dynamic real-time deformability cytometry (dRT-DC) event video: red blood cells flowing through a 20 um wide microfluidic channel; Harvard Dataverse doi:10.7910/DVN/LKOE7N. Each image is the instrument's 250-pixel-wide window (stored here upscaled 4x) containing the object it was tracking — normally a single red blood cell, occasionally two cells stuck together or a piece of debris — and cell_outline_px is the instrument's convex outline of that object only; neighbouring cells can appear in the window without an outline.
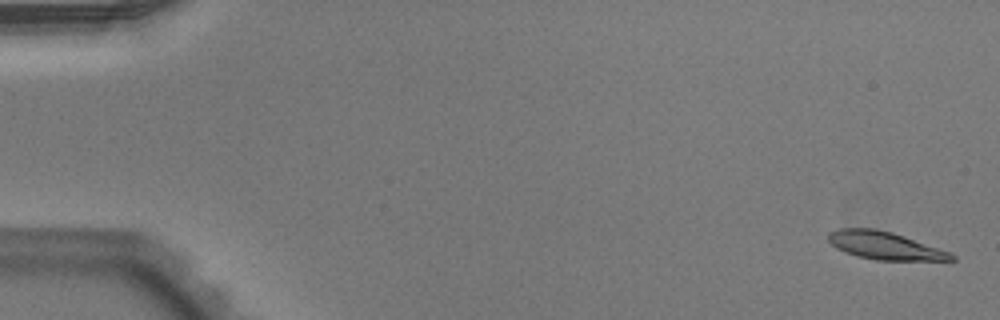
{"species": "Egyptian fruit bat (a non-hibernating species)", "species_latin": "Rousettus aegyptiacus", "temperature_condition": "warm", "stored_images_in_passage": 15, "camera_frame_rate_fps": 3000, "um_per_image_px": 0.085, "animal": {"sex": "male"}, "frame": {"image": 1, "passage_image": 1, "time_ms": 0.0, "image_size_px": [1000, 320], "cell_outline_px": [[956, 260], [876, 260], [856, 256], [844, 252], [836, 248], [828, 240], [828, 232], [840, 228], [876, 228], [892, 232], [952, 252], [956, 256]], "centroid_in_image_um": [75.21, 20.87], "position_along_channel_um": 9.8, "area_um2": 20.06}}
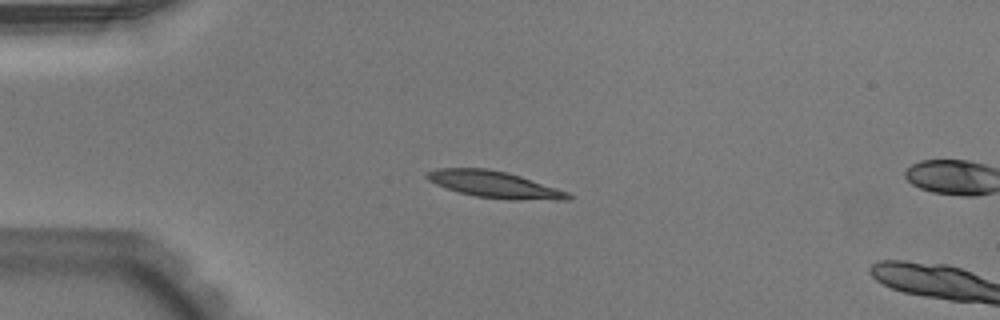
{"frame": {"image": 2, "passage_image": 13, "time_ms": 4.0, "image_size_px": [1000, 320], "cell_outline_px": [[572, 196], [568, 200], [512, 200], [476, 196], [460, 192], [436, 184], [428, 180], [424, 176], [424, 172], [436, 168], [488, 168], [508, 172], [568, 192]], "centroid_in_image_um": [42.0, 15.67], "position_along_channel_um": 43.0, "area_um2": 21.91}}